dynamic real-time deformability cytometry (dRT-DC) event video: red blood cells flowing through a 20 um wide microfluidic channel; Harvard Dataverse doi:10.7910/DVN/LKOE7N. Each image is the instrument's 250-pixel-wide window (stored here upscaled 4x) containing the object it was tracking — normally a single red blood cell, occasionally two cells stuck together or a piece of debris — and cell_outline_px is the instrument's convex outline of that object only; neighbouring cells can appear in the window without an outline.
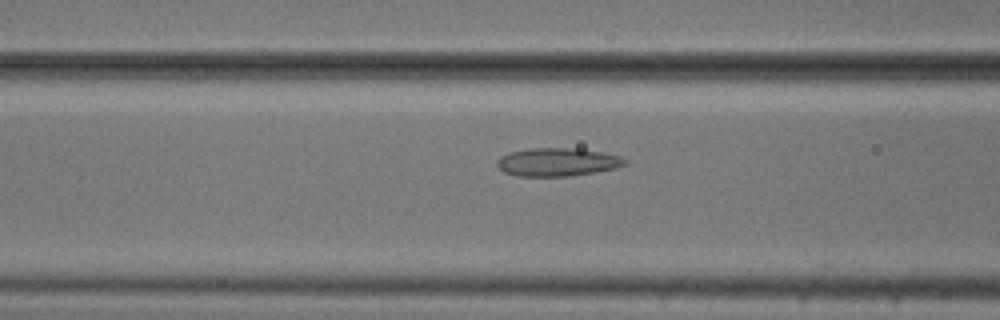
{"species": "common noctule bat (a hibernating species)", "species_latin": "Nyctalus noctula", "temperature_condition": "cold", "stored_images_in_passage": 16, "camera_frame_rate_fps": 3000, "um_per_image_px": 0.085, "animal": {"sex": "male", "body_mass_g": 20.5, "forearm_length_mm": 52.5}, "frame": {"image": 1, "passage_image": 10, "time_ms": 3.0, "image_size_px": [1000, 320], "cell_outline_px": [[628, 164], [616, 168], [596, 172], [568, 176], [516, 176], [504, 172], [496, 164], [496, 160], [500, 156], [508, 152], [528, 148], [576, 148], [604, 152], [620, 156], [628, 160]], "centroid_in_image_um": [47.39, 13.77], "position_along_channel_um": 119.2, "area_um2": 21.33}}
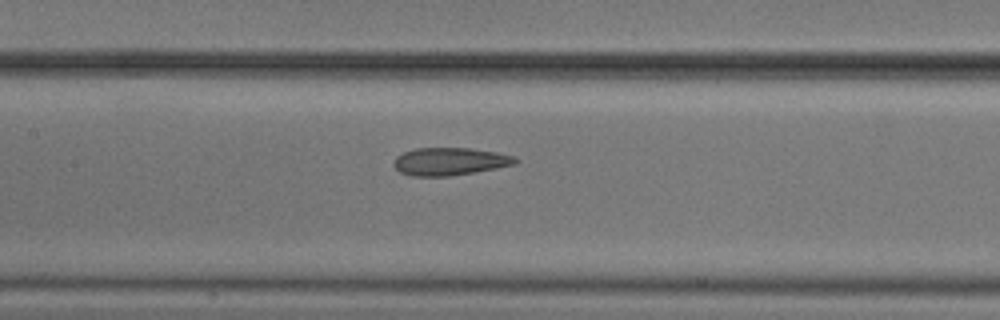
{"frame": {"image": 2, "passage_image": 14, "time_ms": 4.333, "image_size_px": [1000, 320], "cell_outline_px": [[520, 160], [516, 164], [496, 168], [448, 176], [412, 176], [400, 172], [392, 164], [396, 156], [404, 152], [416, 148], [468, 148], [496, 152], [512, 156]], "centroid_in_image_um": [38.21, 13.72], "position_along_channel_um": 169.2, "area_um2": 19.48}}